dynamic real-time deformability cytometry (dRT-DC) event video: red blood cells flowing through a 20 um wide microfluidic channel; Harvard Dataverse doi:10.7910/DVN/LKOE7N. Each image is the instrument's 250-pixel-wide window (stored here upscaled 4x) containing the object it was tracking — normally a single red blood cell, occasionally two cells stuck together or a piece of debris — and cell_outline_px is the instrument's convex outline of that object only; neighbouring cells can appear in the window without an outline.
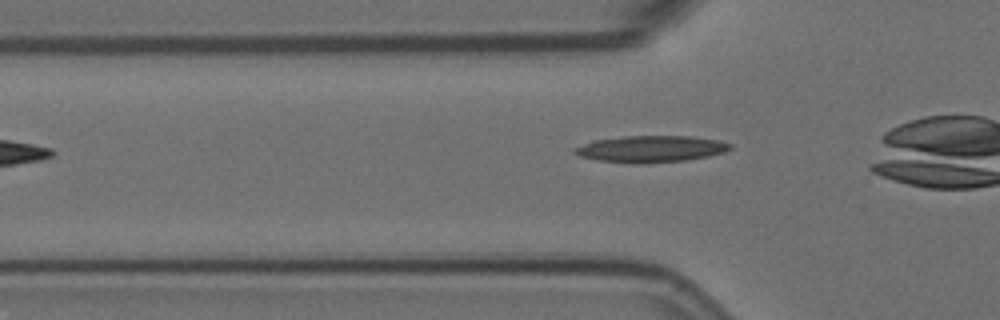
{"species": "Egyptian fruit bat (a non-hibernating species)", "species_latin": "Rousettus aegyptiacus", "temperature_condition": "room temperature", "stored_images_in_passage": 36, "camera_frame_rate_fps": 3000, "um_per_image_px": 0.085, "animal": {"sex": "female"}, "frame": {"image": 1, "passage_image": 10, "time_ms": 3.0, "image_size_px": [1000, 320], "cell_outline_px": [[732, 148], [724, 152], [708, 156], [684, 160], [644, 164], [632, 164], [600, 160], [580, 156], [572, 152], [572, 148], [592, 140], [624, 136], [692, 136], [716, 140], [732, 144]], "centroid_in_image_um": [55.28, 12.66], "position_along_channel_um": 70.5, "area_um2": 24.22}}
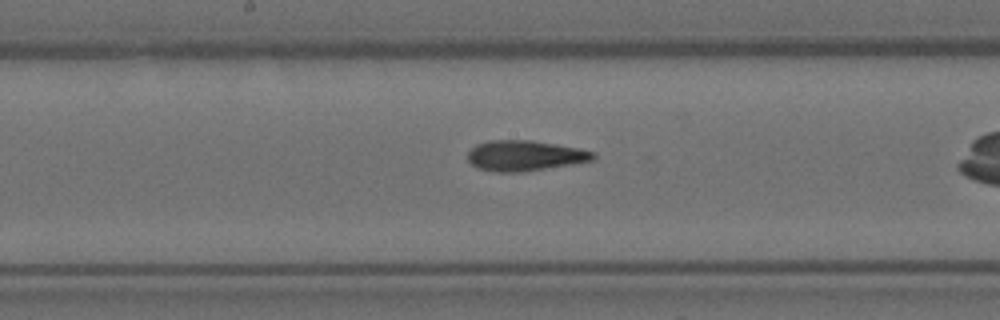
{"frame": {"image": 2, "passage_image": 21, "time_ms": 6.667, "image_size_px": [1000, 320], "cell_outline_px": [[596, 160], [544, 168], [516, 172], [496, 172], [476, 168], [468, 160], [468, 152], [476, 144], [488, 140], [532, 140], [580, 148], [596, 152]], "centroid_in_image_um": [44.61, 13.22], "position_along_channel_um": 203.6, "area_um2": 22.25}}
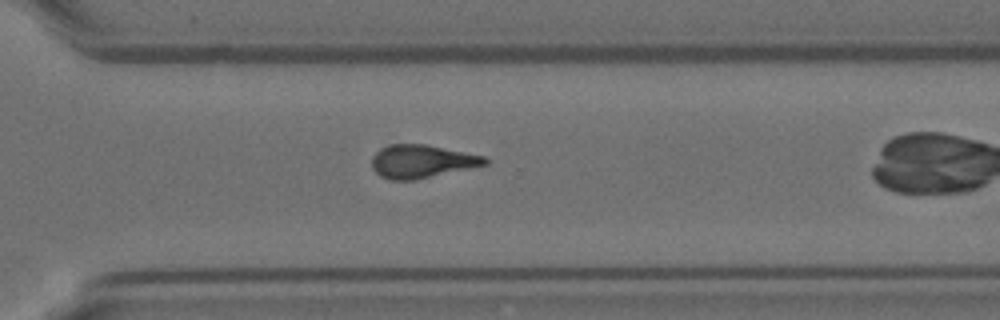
{"frame": {"image": 3, "passage_image": 32, "time_ms": 10.333, "image_size_px": [1000, 320], "cell_outline_px": [[488, 164], [416, 180], [392, 180], [380, 176], [372, 168], [372, 156], [380, 148], [388, 144], [424, 144], [484, 156], [488, 160]], "centroid_in_image_um": [35.81, 13.72], "position_along_channel_um": 334.8, "area_um2": 21.79}}